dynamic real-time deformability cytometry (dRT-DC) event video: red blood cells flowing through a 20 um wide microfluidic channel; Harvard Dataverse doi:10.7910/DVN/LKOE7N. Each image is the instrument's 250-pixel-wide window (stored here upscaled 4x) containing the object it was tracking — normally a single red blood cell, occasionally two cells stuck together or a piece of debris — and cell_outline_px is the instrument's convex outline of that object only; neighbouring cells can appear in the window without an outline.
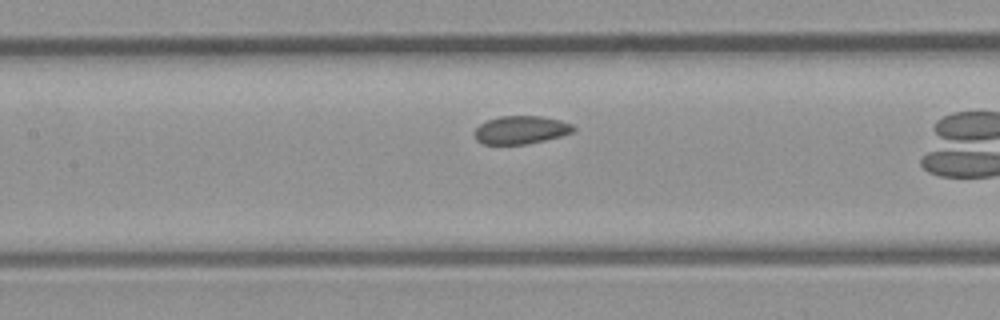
{"species": "common noctule bat (a hibernating species)", "species_latin": "Nyctalus noctula", "temperature_condition": "room temperature", "stored_images_in_passage": 35, "camera_frame_rate_fps": 3000, "um_per_image_px": 0.085, "animal": {"sex": "male", "body_mass_g": 23.1, "forearm_length_mm": 52.7}, "frame": {"image": 1, "passage_image": 20, "time_ms": 6.333, "image_size_px": [1000, 320], "cell_outline_px": [[576, 128], [572, 132], [560, 136], [528, 144], [484, 144], [476, 140], [476, 128], [480, 124], [488, 120], [500, 116], [540, 116], [560, 120], [572, 124]], "centroid_in_image_um": [44.29, 11.04], "position_along_channel_um": 163.1, "area_um2": 16.01}}